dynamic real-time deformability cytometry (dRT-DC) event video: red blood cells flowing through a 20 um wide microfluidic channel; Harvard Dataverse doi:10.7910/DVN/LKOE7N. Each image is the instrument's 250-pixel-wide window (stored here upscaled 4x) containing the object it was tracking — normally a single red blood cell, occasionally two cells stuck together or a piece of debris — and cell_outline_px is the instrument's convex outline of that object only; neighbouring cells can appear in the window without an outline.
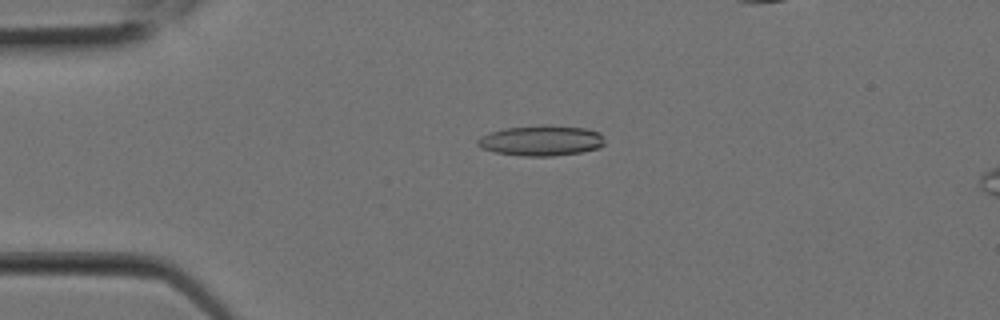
{"species": "Egyptian fruit bat (a non-hibernating species)", "species_latin": "Rousettus aegyptiacus", "temperature_condition": "room temperature", "stored_images_in_passage": 5, "camera_frame_rate_fps": 3000, "um_per_image_px": 0.085, "animal": {"sex": "female"}, "frame": {"image": 1, "passage_image": 1, "time_ms": 0.0, "image_size_px": [1000, 320], "cell_outline_px": [[604, 144], [600, 148], [580, 152], [552, 156], [524, 156], [496, 152], [480, 148], [476, 144], [476, 140], [480, 136], [504, 128], [540, 124], [552, 124], [584, 128], [600, 132], [604, 140]], "centroid_in_image_um": [46.0, 11.93], "position_along_channel_um": 39.0, "area_um2": 22.83}}
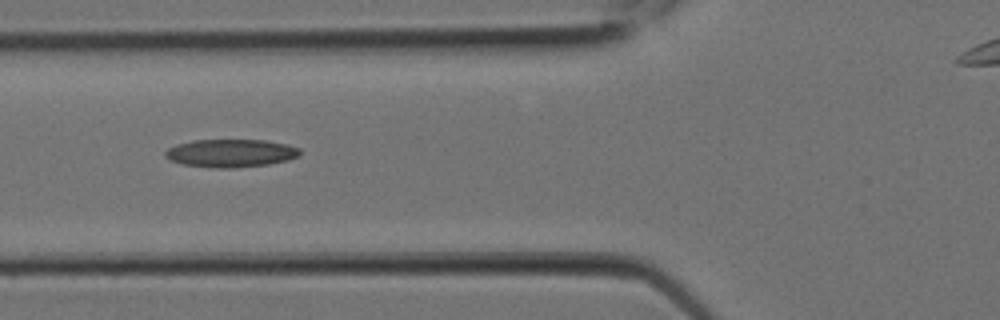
{"frame": {"image": 2, "passage_image": 4, "time_ms": 1.0, "image_size_px": [1000, 320], "cell_outline_px": [[300, 152], [296, 156], [288, 160], [268, 164], [232, 168], [216, 168], [184, 164], [168, 160], [164, 156], [164, 152], [168, 148], [176, 144], [192, 140], [264, 140], [288, 144], [300, 148]], "centroid_in_image_um": [19.58, 13.01], "position_along_channel_um": 106.2, "area_um2": 21.96}}
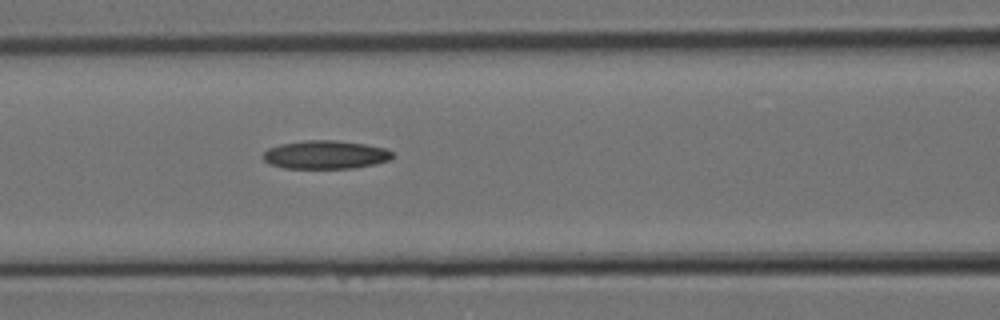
{"frame": {"image": 3, "passage_image": 5, "time_ms": 1.333, "image_size_px": [1000, 320], "cell_outline_px": [[392, 156], [388, 160], [356, 168], [284, 168], [272, 164], [264, 160], [264, 152], [268, 148], [280, 144], [308, 140], [336, 140], [364, 144], [384, 148], [392, 152]], "centroid_in_image_um": [27.65, 13.15], "position_along_channel_um": 139.0, "area_um2": 21.1}}